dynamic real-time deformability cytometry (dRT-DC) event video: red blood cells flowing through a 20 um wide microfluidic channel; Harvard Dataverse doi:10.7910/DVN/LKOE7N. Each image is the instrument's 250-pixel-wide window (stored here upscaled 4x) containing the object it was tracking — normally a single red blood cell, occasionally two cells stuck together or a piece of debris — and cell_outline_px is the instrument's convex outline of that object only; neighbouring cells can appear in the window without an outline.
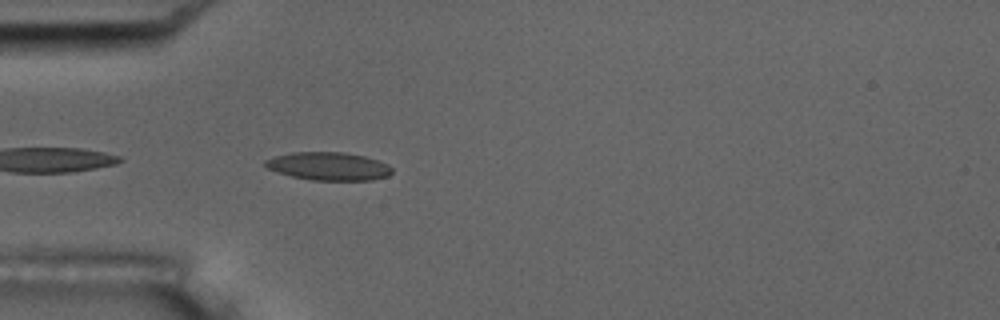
{"species": "common noctule bat (a hibernating species)", "species_latin": "Nyctalus noctula", "temperature_condition": "room temperature", "stored_images_in_passage": 5, "camera_frame_rate_fps": 3000, "um_per_image_px": 0.085, "animal": {"sex": "male", "body_mass_g": 17.5, "forearm_length_mm": 52.3}, "frame": {"image": 1, "passage_image": 2, "time_ms": 0.333, "image_size_px": [1000, 320], "cell_outline_px": [[392, 172], [388, 176], [372, 180], [312, 180], [292, 176], [268, 168], [264, 164], [264, 160], [272, 156], [292, 152], [344, 152], [364, 156], [388, 164], [392, 168]], "centroid_in_image_um": [27.93, 14.12], "position_along_channel_um": 57.1, "area_um2": 20.69}}